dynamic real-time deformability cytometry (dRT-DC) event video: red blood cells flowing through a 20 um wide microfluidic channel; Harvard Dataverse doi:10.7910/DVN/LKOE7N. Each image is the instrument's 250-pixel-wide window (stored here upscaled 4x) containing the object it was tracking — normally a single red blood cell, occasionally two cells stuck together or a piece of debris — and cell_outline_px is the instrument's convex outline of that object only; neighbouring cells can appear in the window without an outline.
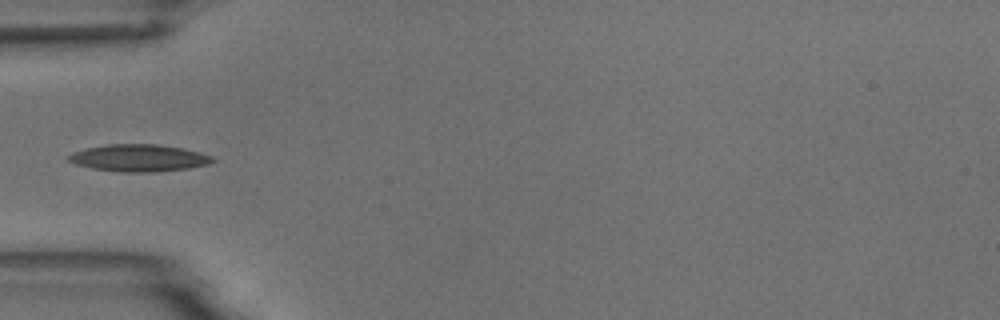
{"species": "common noctule bat (a hibernating species)", "species_latin": "Nyctalus noctula", "temperature_condition": "room temperature", "stored_images_in_passage": 5, "camera_frame_rate_fps": 3000, "um_per_image_px": 0.085, "animal": {"sex": "male", "body_mass_g": 18.8}, "frame": {"image": 1, "passage_image": 5, "time_ms": 4.667, "image_size_px": [1000, 320], "cell_outline_px": [[216, 160], [208, 164], [188, 168], [156, 172], [120, 172], [92, 168], [76, 164], [68, 160], [68, 156], [72, 152], [88, 148], [108, 144], [160, 144], [184, 148], [200, 152], [212, 156]], "centroid_in_image_um": [11.84, 13.42], "position_along_channel_um": 73.2, "area_um2": 22.77}}